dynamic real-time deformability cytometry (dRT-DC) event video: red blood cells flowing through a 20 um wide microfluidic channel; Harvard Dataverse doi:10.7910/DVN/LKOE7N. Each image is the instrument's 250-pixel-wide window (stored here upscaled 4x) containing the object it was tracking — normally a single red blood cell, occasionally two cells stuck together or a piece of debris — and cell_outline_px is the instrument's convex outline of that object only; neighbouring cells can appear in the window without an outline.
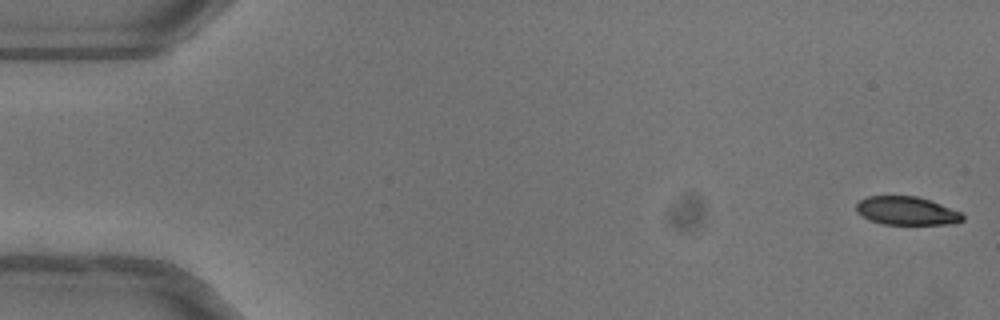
{"species": "common noctule bat (a hibernating species)", "species_latin": "Nyctalus noctula", "temperature_condition": "warm", "stored_images_in_passage": 51, "camera_frame_rate_fps": 3000, "um_per_image_px": 0.085, "animal": {"sex": "female"}, "frame": {"image": 1, "passage_image": 1, "time_ms": 0.0, "image_size_px": [1000, 320], "cell_outline_px": [[964, 220], [956, 224], [884, 224], [868, 220], [856, 212], [856, 204], [860, 200], [868, 196], [916, 196], [940, 204], [960, 212], [964, 216]], "centroid_in_image_um": [77.05, 17.93], "position_along_channel_um": 8.0, "area_um2": 17.57}}
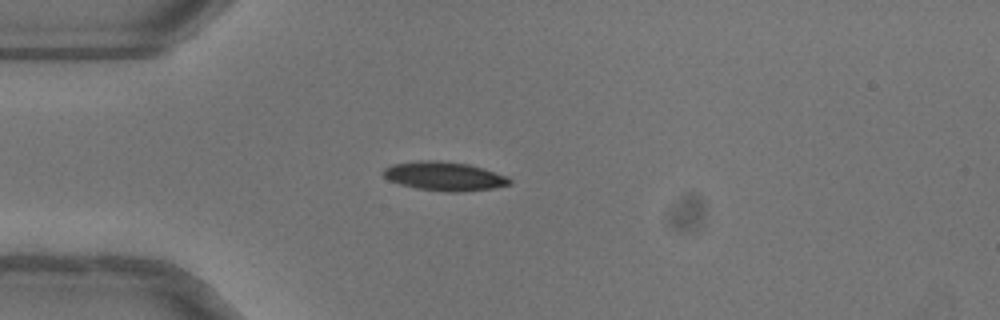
{"frame": {"image": 2, "passage_image": 14, "time_ms": 4.333, "image_size_px": [1000, 320], "cell_outline_px": [[512, 184], [492, 188], [456, 192], [448, 192], [416, 188], [400, 184], [388, 180], [384, 176], [384, 168], [392, 164], [420, 160], [436, 160], [468, 164], [484, 168], [508, 176], [512, 180]], "centroid_in_image_um": [37.79, 14.97], "position_along_channel_um": 47.2, "area_um2": 21.27}}
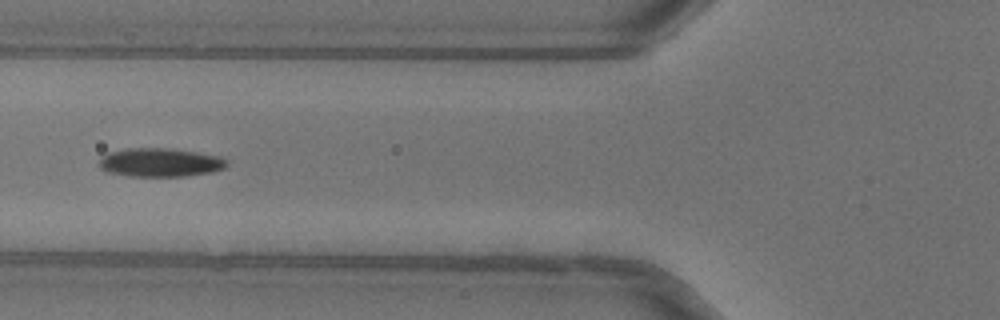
{"frame": {"image": 3, "passage_image": 20, "time_ms": 6.333, "image_size_px": [1000, 320], "cell_outline_px": [[228, 164], [224, 168], [212, 172], [188, 176], [128, 176], [108, 172], [100, 168], [96, 164], [108, 152], [124, 148], [172, 148], [220, 156], [228, 160]], "centroid_in_image_um": [13.61, 13.8], "position_along_channel_um": 112.2, "area_um2": 21.56}, "authors_computed_cell_mechanics": {"area_um2": 20.6346, "velocity_mm_per_s": 4.0383, "shape_relaxation_time_tau1_ms": 4.3346, "shape_relaxation_time_tau2_ms": 6.5449, "deformation_change_tau1": 0.1524, "deformation_change_tau2": 0.1041}}